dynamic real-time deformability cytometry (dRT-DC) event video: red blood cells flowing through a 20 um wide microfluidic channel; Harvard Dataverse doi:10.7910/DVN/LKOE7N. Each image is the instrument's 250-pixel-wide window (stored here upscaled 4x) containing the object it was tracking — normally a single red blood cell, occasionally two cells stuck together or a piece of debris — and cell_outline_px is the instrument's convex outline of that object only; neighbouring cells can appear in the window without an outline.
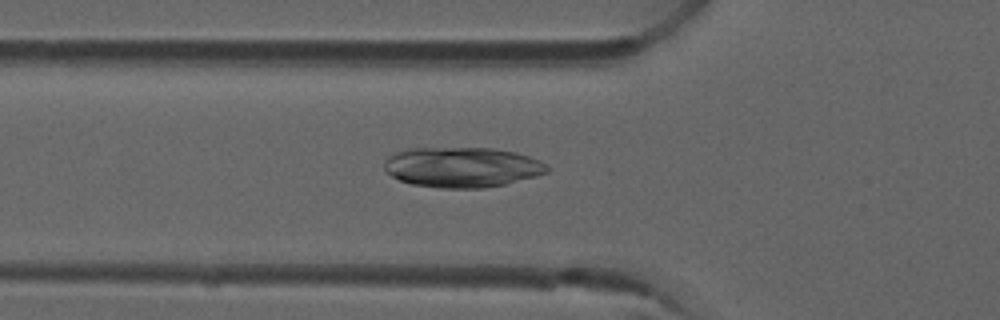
{"species": "common noctule bat (a hibernating species)", "species_latin": "Nyctalus noctula", "temperature_condition": "room temperature", "stored_images_in_passage": 37, "camera_frame_rate_fps": 3000, "um_per_image_px": 0.085, "animal": {"sex": "male", "forearm_length_mm": 52.5}, "frame": {"image": 1, "passage_image": 10, "time_ms": 3.0, "image_size_px": [1000, 320], "cell_outline_px": [[552, 168], [548, 172], [536, 176], [504, 184], [484, 188], [440, 188], [412, 184], [400, 180], [392, 176], [384, 168], [384, 160], [388, 156], [396, 152], [408, 148], [492, 148], [516, 152], [540, 160]], "centroid_in_image_um": [39.29, 14.21], "position_along_channel_um": 86.5, "area_um2": 38.32}}
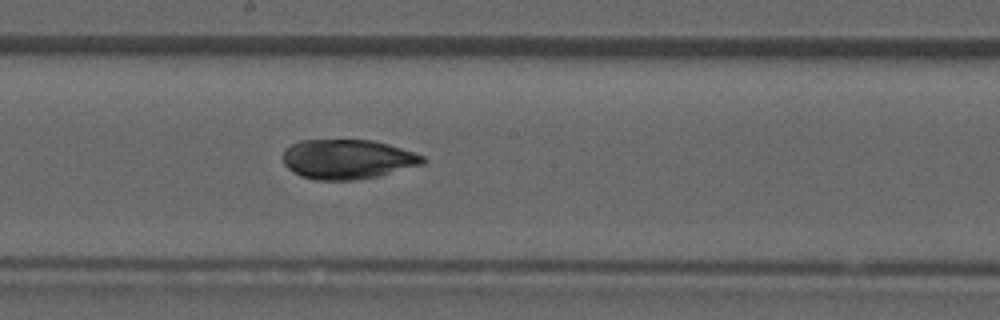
{"frame": {"image": 2, "passage_image": 20, "time_ms": 6.333, "image_size_px": [1000, 320], "cell_outline_px": [[428, 160], [424, 164], [376, 176], [352, 180], [316, 180], [300, 176], [292, 172], [284, 164], [284, 152], [292, 144], [300, 140], [372, 140], [388, 144], [424, 156]], "centroid_in_image_um": [29.54, 13.53], "position_along_channel_um": 218.7, "area_um2": 32.08}}
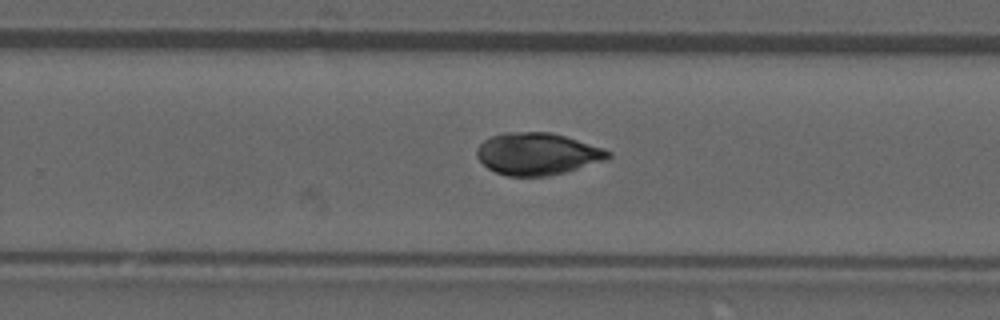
{"frame": {"image": 3, "passage_image": 25, "time_ms": 8.0, "image_size_px": [1000, 320], "cell_outline_px": [[612, 156], [608, 160], [564, 172], [548, 176], [508, 176], [496, 172], [488, 168], [476, 156], [476, 148], [484, 140], [492, 136], [504, 132], [552, 132], [604, 148], [612, 152]], "centroid_in_image_um": [45.7, 13.07], "position_along_channel_um": 284.1, "area_um2": 32.31}}